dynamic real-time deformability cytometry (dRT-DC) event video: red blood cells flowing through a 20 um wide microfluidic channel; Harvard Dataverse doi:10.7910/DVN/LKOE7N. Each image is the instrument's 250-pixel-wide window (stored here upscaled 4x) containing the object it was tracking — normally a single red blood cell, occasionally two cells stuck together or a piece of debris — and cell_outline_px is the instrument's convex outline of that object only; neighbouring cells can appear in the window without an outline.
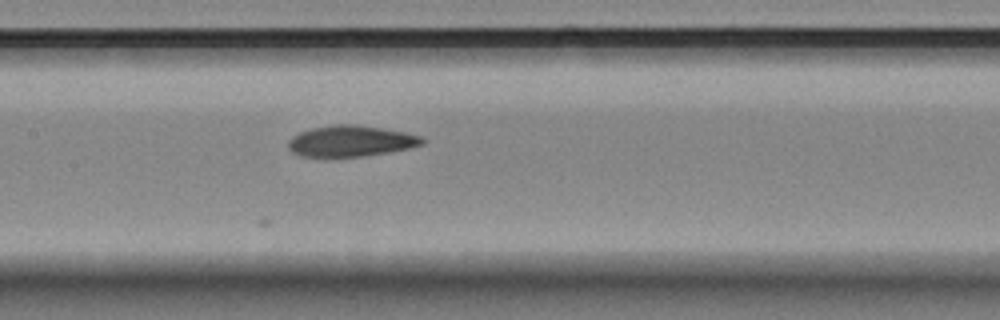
{"species": "Egyptian fruit bat (a non-hibernating species)", "species_latin": "Rousettus aegyptiacus", "temperature_condition": "room temperature", "stored_images_in_passage": 6, "camera_frame_rate_fps": 3000, "um_per_image_px": 0.085, "animal": {"sex": "female"}, "frame": {"image": 1, "passage_image": 6, "time_ms": 6.333, "image_size_px": [1000, 320], "cell_outline_px": [[424, 144], [408, 148], [360, 156], [300, 156], [292, 152], [288, 148], [288, 140], [292, 136], [300, 132], [312, 128], [336, 124], [356, 124], [408, 132], [420, 136], [424, 140]], "centroid_in_image_um": [29.8, 11.97], "position_along_channel_um": 177.6, "area_um2": 23.99}}